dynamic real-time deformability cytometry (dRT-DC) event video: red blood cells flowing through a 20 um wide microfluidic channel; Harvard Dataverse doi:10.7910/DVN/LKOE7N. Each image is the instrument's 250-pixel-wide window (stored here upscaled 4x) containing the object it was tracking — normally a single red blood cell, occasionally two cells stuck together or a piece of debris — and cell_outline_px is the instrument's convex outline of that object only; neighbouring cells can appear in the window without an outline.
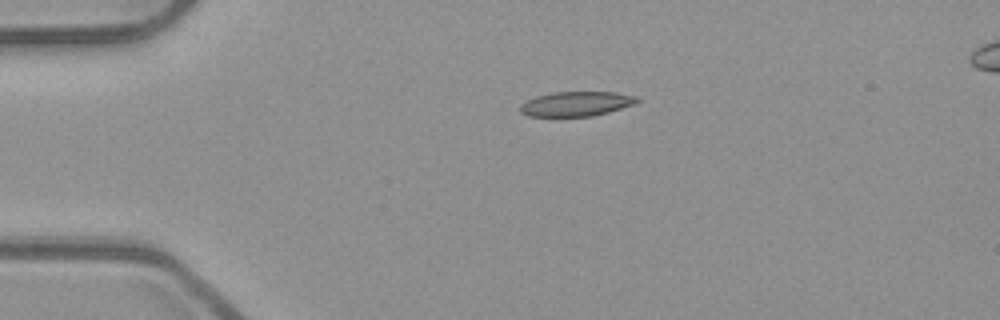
{"species": "common noctule bat (a hibernating species)", "species_latin": "Nyctalus noctula", "temperature_condition": "room temperature", "stored_images_in_passage": 42, "camera_frame_rate_fps": 3000, "um_per_image_px": 0.085, "animal": {"sex": "male", "body_mass_g": 23.1, "forearm_length_mm": 52.7}, "frame": {"image": 1, "passage_image": 1, "time_ms": 0.0, "image_size_px": [1000, 320], "cell_outline_px": [[640, 100], [636, 104], [608, 112], [592, 116], [528, 116], [520, 112], [520, 104], [536, 96], [552, 92], [616, 92], [636, 96]], "centroid_in_image_um": [49.0, 8.82], "position_along_channel_um": 36.0, "area_um2": 16.82}}
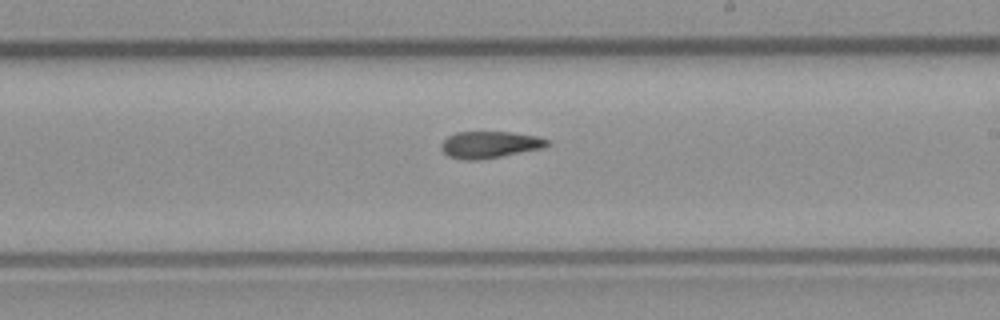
{"frame": {"image": 2, "passage_image": 20, "time_ms": 6.333, "image_size_px": [1000, 320], "cell_outline_px": [[552, 144], [544, 148], [500, 156], [476, 160], [464, 160], [448, 156], [440, 148], [440, 144], [448, 136], [456, 132], [512, 132], [536, 136], [552, 140]], "centroid_in_image_um": [41.66, 12.29], "position_along_channel_um": 247.3, "area_um2": 16.65}}
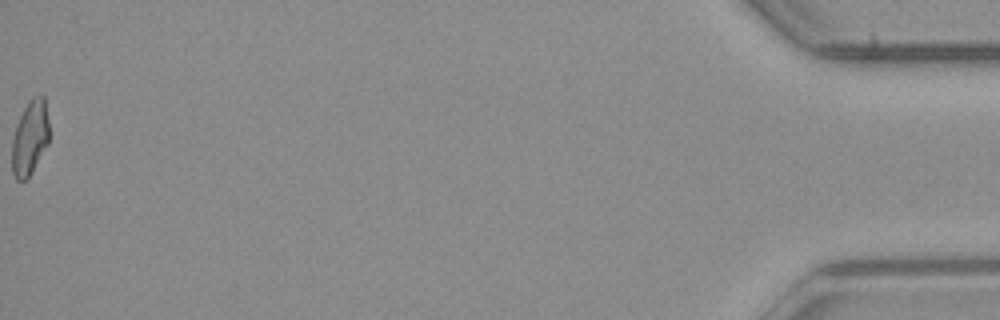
{"frame": {"image": 3, "passage_image": 42, "time_ms": 13.667, "image_size_px": [1000, 320], "cell_outline_px": [[48, 144], [32, 172], [24, 180], [16, 180], [12, 172], [12, 140], [16, 124], [28, 100], [32, 96], [44, 96], [48, 120]], "centroid_in_image_um": [2.53, 11.7], "position_along_channel_um": 432.7, "area_um2": 16.13}, "authors_computed_cell_mechanics": {"area_um2": 16.7909, "velocity_mm_per_s": 3.9723, "shape_relaxation_time_tau1_ms": null, "shape_relaxation_time_tau2_ms": 6.3208, "deformation_change_tau1": null, "deformation_change_tau2": 0.1466}}